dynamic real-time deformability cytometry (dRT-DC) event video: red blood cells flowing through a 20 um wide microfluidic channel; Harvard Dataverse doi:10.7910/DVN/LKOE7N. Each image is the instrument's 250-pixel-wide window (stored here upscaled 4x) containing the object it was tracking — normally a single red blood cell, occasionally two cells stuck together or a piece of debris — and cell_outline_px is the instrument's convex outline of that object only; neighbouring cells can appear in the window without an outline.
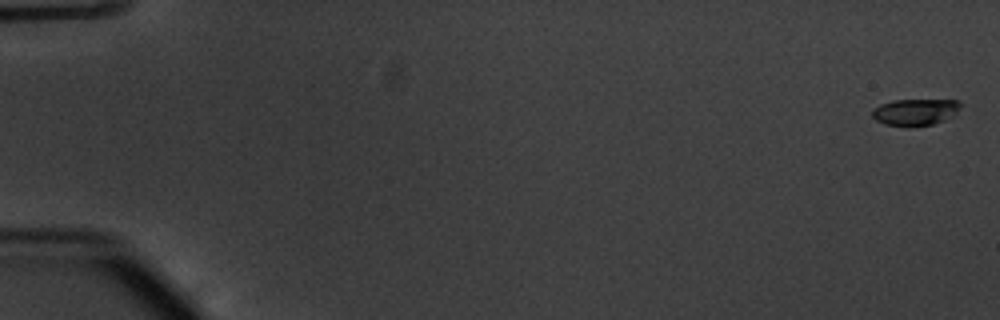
{"species": "common noctule bat (a hibernating species)", "species_latin": "Nyctalus noctula", "temperature_condition": "warm", "stored_images_in_passage": 12, "camera_frame_rate_fps": 3000, "um_per_image_px": 0.085, "animal": {"sex": "male", "body_mass_g": 20.1, "forearm_length_mm": 53.5}, "frame": {"image": 1, "passage_image": 2, "time_ms": 0.333, "image_size_px": [1000, 320], "cell_outline_px": [[964, 104], [956, 112], [944, 120], [932, 124], [884, 124], [876, 120], [872, 116], [872, 108], [880, 104], [892, 100], [960, 100]], "centroid_in_image_um": [77.8, 9.47], "position_along_channel_um": 7.2, "area_um2": 13.29}}